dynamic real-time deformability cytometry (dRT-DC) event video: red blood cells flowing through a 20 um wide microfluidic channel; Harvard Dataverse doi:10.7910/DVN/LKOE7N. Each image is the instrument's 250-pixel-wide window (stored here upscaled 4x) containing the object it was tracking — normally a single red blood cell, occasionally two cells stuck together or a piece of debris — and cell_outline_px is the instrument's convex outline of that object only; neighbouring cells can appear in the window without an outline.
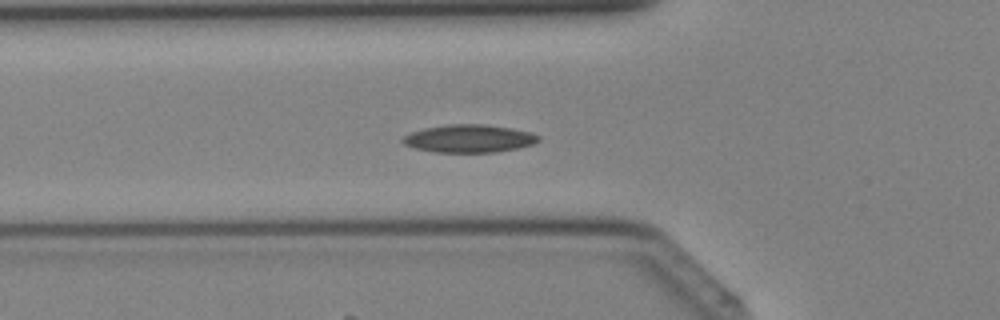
{"species": "Egyptian fruit bat (a non-hibernating species)", "species_latin": "Rousettus aegyptiacus", "temperature_condition": "cold", "stored_images_in_passage": 41, "segment_of_instrument_passage": [1, 2], "camera_frame_rate_fps": 3000, "um_per_image_px": 0.085, "animal": {"sex": "female"}, "frame": {"image": 1, "passage_image": 14, "time_ms": 4.333, "image_size_px": [1000, 320], "cell_outline_px": [[540, 140], [532, 144], [516, 148], [496, 152], [436, 152], [416, 148], [404, 144], [400, 140], [404, 136], [412, 132], [424, 128], [448, 124], [484, 124], [512, 128], [532, 132], [540, 136]], "centroid_in_image_um": [39.89, 11.77], "position_along_channel_um": 85.9, "area_um2": 21.96}}
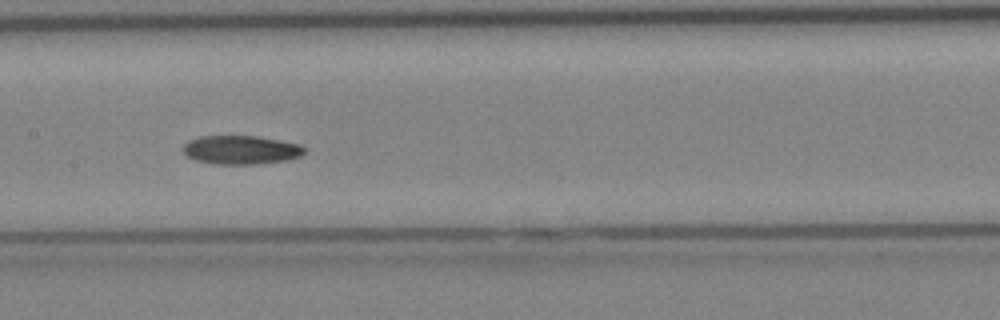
{"frame": {"image": 2, "passage_image": 20, "time_ms": 6.333, "image_size_px": [1000, 320], "cell_outline_px": [[304, 152], [300, 156], [288, 160], [256, 164], [216, 164], [196, 160], [184, 156], [184, 144], [188, 140], [200, 136], [256, 136], [280, 140], [300, 144], [304, 148]], "centroid_in_image_um": [20.46, 12.74], "position_along_channel_um": 186.9, "area_um2": 20.35}}
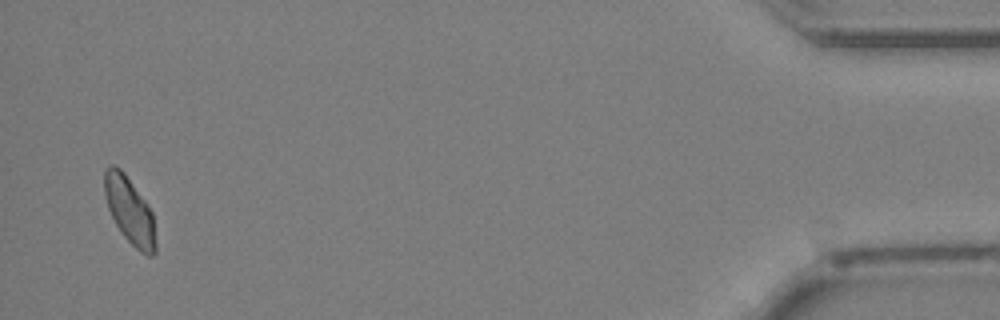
{"frame": {"image": 3, "passage_image": 39, "time_ms": 12.667, "image_size_px": [1000, 320], "cell_outline_px": [[156, 252], [152, 256], [148, 256], [140, 252], [124, 236], [116, 224], [108, 208], [104, 196], [104, 172], [112, 164], [120, 168], [124, 172], [144, 200], [152, 212], [156, 244]], "centroid_in_image_um": [11.02, 17.91], "position_along_channel_um": 424.2, "area_um2": 19.65}}